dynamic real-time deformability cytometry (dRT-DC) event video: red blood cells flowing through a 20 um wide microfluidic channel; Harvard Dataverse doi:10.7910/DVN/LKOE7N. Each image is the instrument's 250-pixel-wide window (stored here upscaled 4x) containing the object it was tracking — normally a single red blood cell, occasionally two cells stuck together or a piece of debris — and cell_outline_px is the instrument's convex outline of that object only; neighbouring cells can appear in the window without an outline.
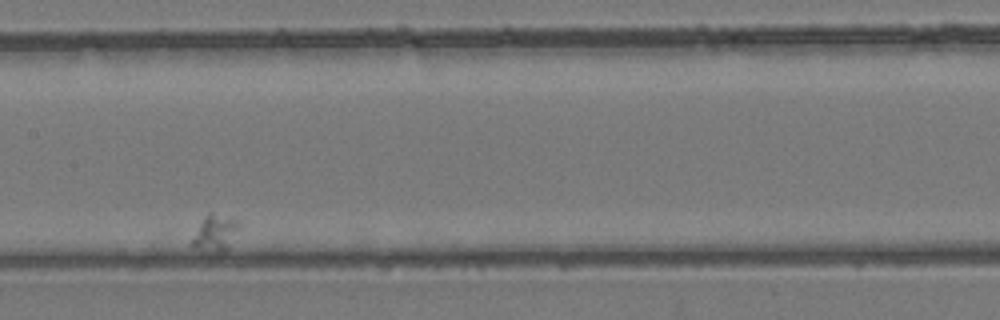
{"species": "common noctule bat (a hibernating species)", "species_latin": "Nyctalus noctula", "temperature_condition": "room temperature", "stored_images_in_passage": 38, "segment_of_instrument_passage": [1, 2], "camera_frame_rate_fps": 3000, "um_per_image_px": 0.085, "animal": {"sex": "female", "body_mass_g": 24.6, "forearm_length_mm": 56.2}, "frame": {"image": 1, "passage_image": 17, "time_ms": 5.333, "image_size_px": [1000, 320], "cell_outline_px": [[240, 228], [228, 248], [220, 252], [216, 252], [200, 248], [188, 244], [204, 216], [208, 212], [212, 212], [240, 220]], "centroid_in_image_um": [18.31, 19.76], "position_along_channel_um": 189.1, "area_um2": 10.0}}
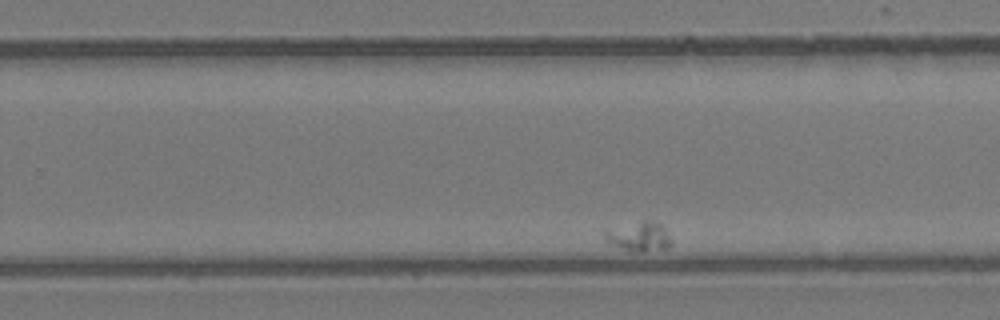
{"frame": {"image": 2, "passage_image": 27, "time_ms": 8.667, "image_size_px": [1000, 320], "cell_outline_px": [[672, 244], [664, 248], [644, 252], [632, 252], [612, 244], [604, 236], [604, 232], [640, 220], [652, 220], [660, 224], [672, 240]], "centroid_in_image_um": [54.37, 20.11], "position_along_channel_um": 275.4, "area_um2": 11.1}}
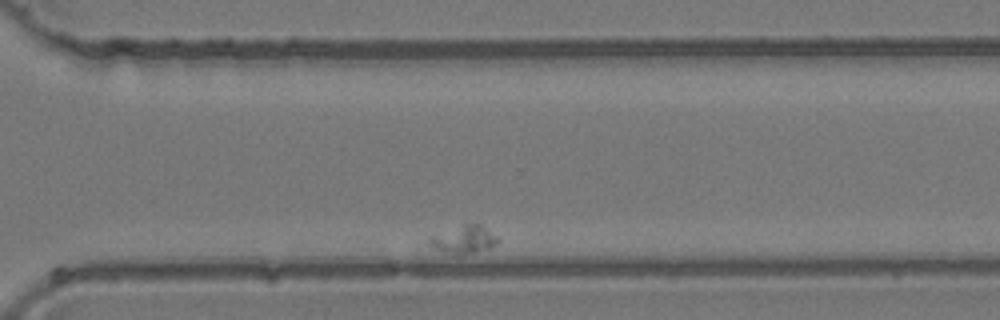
{"frame": {"image": 3, "passage_image": 33, "time_ms": 10.667, "image_size_px": [1000, 320], "cell_outline_px": [[500, 240], [492, 248], [476, 252], [456, 252], [436, 248], [428, 240], [432, 236], [464, 224], [480, 224], [496, 236]], "centroid_in_image_um": [39.54, 20.32], "position_along_channel_um": 331.1, "area_um2": 10.23}}